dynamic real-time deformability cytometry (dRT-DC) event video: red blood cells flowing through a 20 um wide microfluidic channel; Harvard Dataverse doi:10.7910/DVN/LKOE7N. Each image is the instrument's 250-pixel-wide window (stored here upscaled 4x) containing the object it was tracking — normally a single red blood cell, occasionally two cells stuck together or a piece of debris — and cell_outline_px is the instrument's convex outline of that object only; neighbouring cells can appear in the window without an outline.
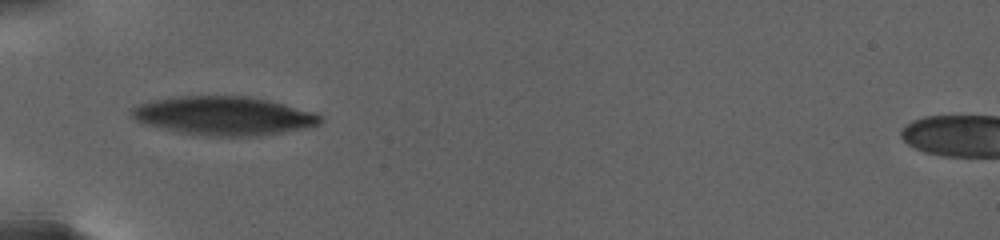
{"species": "human", "species_latin": "Homo sapiens", "temperature_condition": "warm", "stored_images_in_passage": 69, "camera_frame_rate_fps": 3000, "um_per_image_px": 0.085, "donor": {"sex": "female"}, "frame": {"image": 1, "passage_image": 1, "time_ms": 0.0, "image_size_px": [1000, 240], "cell_outline_px": [[320, 124], [308, 128], [260, 136], [200, 136], [180, 132], [148, 124], [136, 120], [132, 116], [132, 108], [140, 104], [156, 100], [180, 96], [248, 96], [268, 100], [316, 112], [320, 116]], "centroid_in_image_um": [19.08, 9.85], "position_along_channel_um": 65.9, "area_um2": 42.31}}
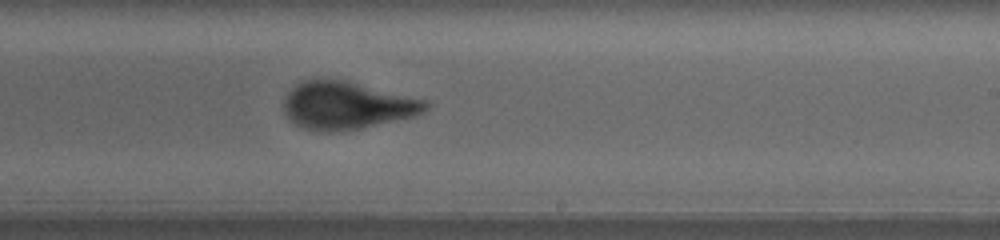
{"frame": {"image": 2, "passage_image": 29, "time_ms": 7.667, "image_size_px": [1000, 240], "cell_outline_px": [[428, 108], [416, 116], [360, 128], [332, 132], [328, 132], [304, 128], [296, 124], [284, 112], [284, 100], [288, 92], [296, 84], [304, 80], [344, 80], [424, 100], [428, 104]], "centroid_in_image_um": [29.46, 8.97], "position_along_channel_um": 259.5, "area_um2": 38.55}}
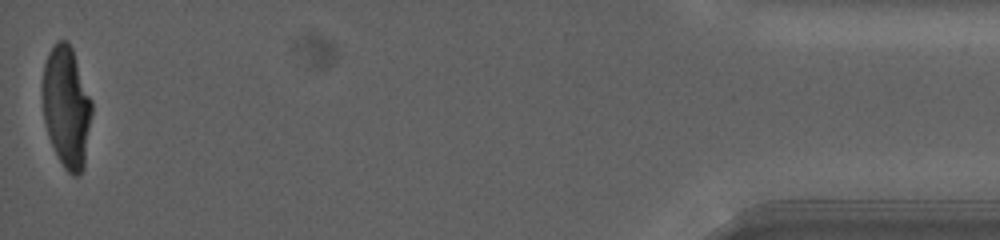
{"frame": {"image": 3, "passage_image": 69, "time_ms": 17.333, "image_size_px": [1000, 240], "cell_outline_px": [[92, 112], [84, 168], [76, 176], [72, 176], [64, 168], [48, 136], [44, 120], [40, 88], [40, 84], [44, 64], [48, 52], [60, 40], [68, 40], [72, 48], [92, 100]], "centroid_in_image_um": [5.63, 9.06], "position_along_channel_um": 429.6, "area_um2": 35.26}, "authors_computed_cell_mechanics": {"area_um2": 37.9746, "velocity_mm_per_s": 2.5976, "shape_relaxation_time_tau1_ms": 7.4179, "shape_relaxation_time_tau2_ms": 1.123, "deformation_change_tau1": 0.24, "deformation_change_tau2": 0.0735}}